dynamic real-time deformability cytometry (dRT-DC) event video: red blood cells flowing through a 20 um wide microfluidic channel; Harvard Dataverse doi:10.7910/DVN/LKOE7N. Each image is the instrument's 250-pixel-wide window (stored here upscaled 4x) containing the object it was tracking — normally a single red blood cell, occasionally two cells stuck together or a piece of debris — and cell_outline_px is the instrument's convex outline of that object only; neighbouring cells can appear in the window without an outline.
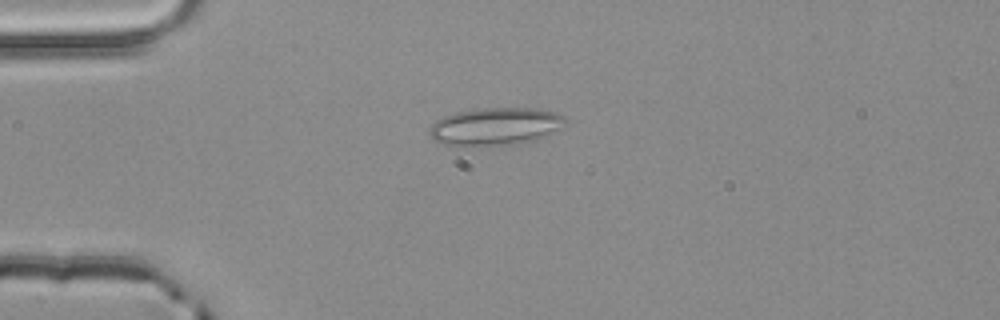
{"species": "common noctule bat (a hibernating species)", "species_latin": "Nyctalus noctula", "temperature_condition": "room temperature", "stored_images_in_passage": 1, "camera_frame_rate_fps": 3000, "um_per_image_px": 0.085, "animal": {"sex": "male", "body_mass_g": 20.4}, "frame": {"image": 1, "passage_image": 1, "time_ms": 0.0, "image_size_px": [1000, 320], "cell_outline_px": [[568, 124], [564, 128], [548, 136], [536, 140], [500, 148], [456, 148], [440, 144], [432, 140], [428, 132], [428, 128], [436, 120], [444, 116], [456, 112], [476, 108], [536, 108], [556, 112], [564, 116], [568, 120]], "centroid_in_image_um": [42.1, 10.82], "position_along_channel_um": 42.9, "area_um2": 31.91}}